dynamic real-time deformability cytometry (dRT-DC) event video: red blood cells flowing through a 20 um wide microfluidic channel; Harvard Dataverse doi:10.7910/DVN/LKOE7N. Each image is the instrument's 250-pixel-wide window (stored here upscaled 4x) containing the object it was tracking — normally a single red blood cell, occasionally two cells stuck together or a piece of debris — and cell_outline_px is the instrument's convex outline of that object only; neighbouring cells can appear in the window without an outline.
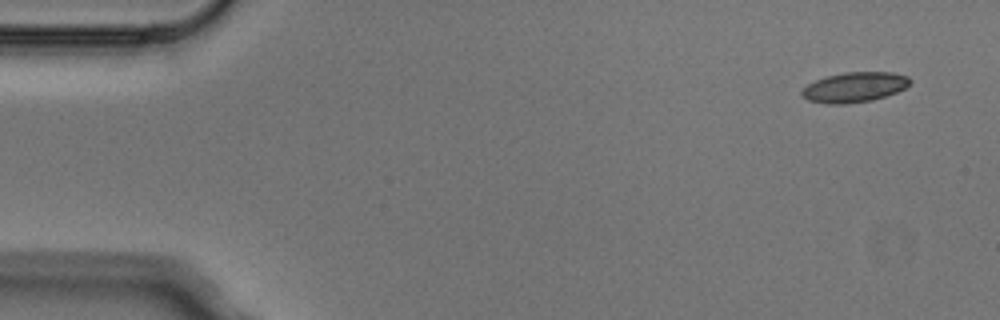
{"species": "Egyptian fruit bat (a non-hibernating species)", "species_latin": "Rousettus aegyptiacus", "temperature_condition": "cold", "stored_images_in_passage": 6, "camera_frame_rate_fps": 3000, "um_per_image_px": 0.085, "animal": {"sex": "male"}, "frame": {"image": 1, "passage_image": 1, "time_ms": 0.0, "image_size_px": [1000, 320], "cell_outline_px": [[912, 80], [904, 88], [896, 92], [872, 100], [844, 104], [828, 104], [808, 100], [800, 96], [800, 92], [808, 84], [816, 80], [828, 76], [844, 72], [892, 72], [908, 76]], "centroid_in_image_um": [72.61, 7.41], "position_along_channel_um": 12.4, "area_um2": 18.84}}
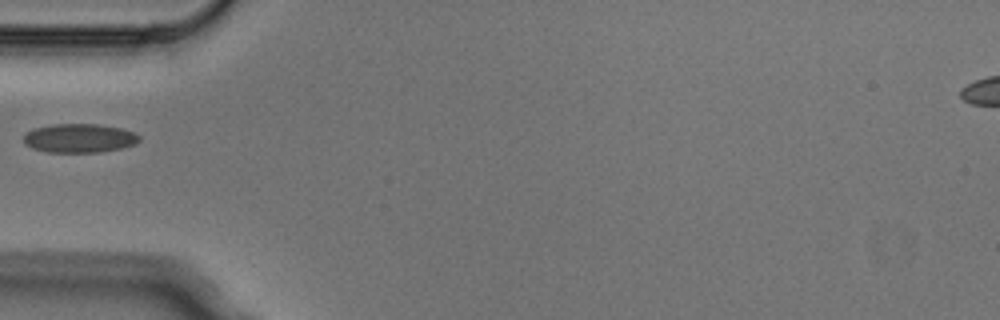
{"frame": {"image": 2, "passage_image": 5, "time_ms": 1.333, "image_size_px": [1000, 320], "cell_outline_px": [[140, 140], [136, 144], [120, 148], [100, 152], [48, 152], [32, 148], [24, 144], [24, 136], [32, 128], [56, 124], [96, 124], [120, 128], [132, 132], [140, 136]], "centroid_in_image_um": [6.73, 11.75], "position_along_channel_um": 78.3, "area_um2": 19.36}}
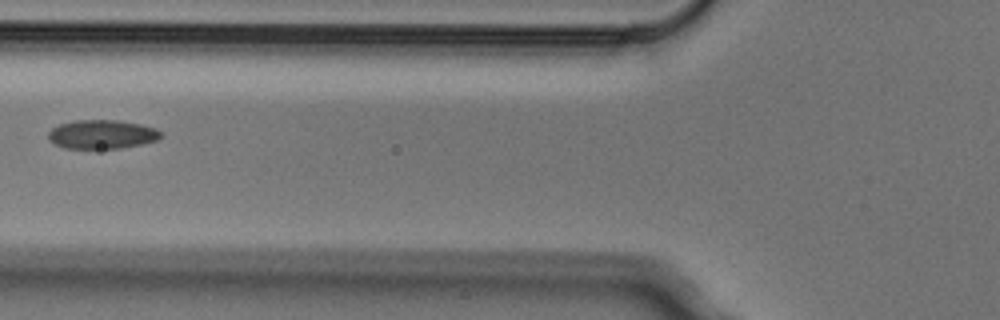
{"frame": {"image": 3, "passage_image": 6, "time_ms": 1.667, "image_size_px": [1000, 320], "cell_outline_px": [[160, 136], [156, 140], [140, 144], [120, 148], [64, 148], [48, 140], [48, 132], [52, 128], [60, 124], [76, 120], [120, 120], [140, 124], [156, 128], [160, 132]], "centroid_in_image_um": [8.63, 11.41], "position_along_channel_um": 117.2, "area_um2": 18.79}}